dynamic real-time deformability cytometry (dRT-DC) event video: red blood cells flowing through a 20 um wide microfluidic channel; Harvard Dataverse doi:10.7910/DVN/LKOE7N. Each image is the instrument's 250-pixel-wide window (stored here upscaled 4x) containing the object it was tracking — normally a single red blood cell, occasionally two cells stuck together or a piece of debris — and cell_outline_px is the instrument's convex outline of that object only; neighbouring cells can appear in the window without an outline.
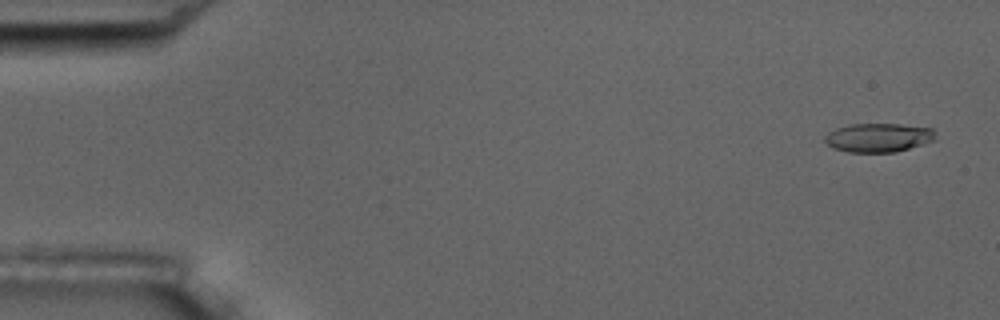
{"species": "common noctule bat (a hibernating species)", "species_latin": "Nyctalus noctula", "temperature_condition": "room temperature", "stored_images_in_passage": 5, "camera_frame_rate_fps": 3000, "um_per_image_px": 0.085, "animal": {"sex": "male", "body_mass_g": 17.5, "forearm_length_mm": 52.3}, "frame": {"image": 1, "passage_image": 5, "time_ms": 4.667, "image_size_px": [1000, 320], "cell_outline_px": [[936, 140], [896, 152], [848, 152], [832, 148], [824, 140], [824, 136], [828, 132], [836, 128], [848, 124], [900, 124], [932, 128], [936, 132]], "centroid_in_image_um": [74.67, 11.69], "position_along_channel_um": 10.3, "area_um2": 18.79}}